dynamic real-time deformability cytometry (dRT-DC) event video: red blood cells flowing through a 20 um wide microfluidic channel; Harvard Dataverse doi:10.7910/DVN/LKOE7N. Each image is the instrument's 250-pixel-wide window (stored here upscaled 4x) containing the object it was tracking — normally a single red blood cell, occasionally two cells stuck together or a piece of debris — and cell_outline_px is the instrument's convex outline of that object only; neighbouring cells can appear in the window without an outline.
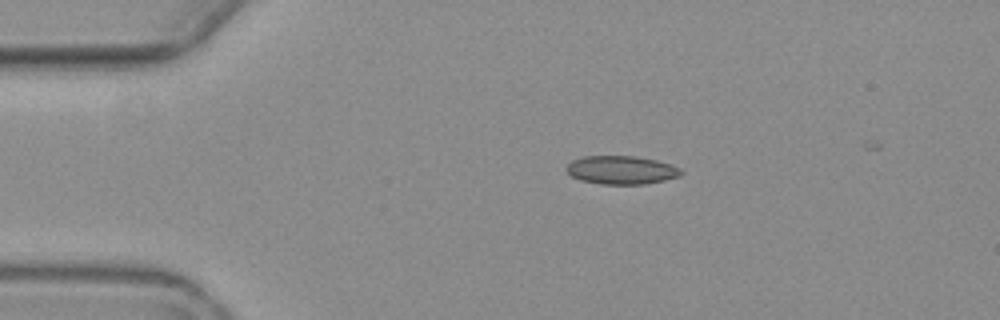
{"species": "common noctule bat (a hibernating species)", "species_latin": "Nyctalus noctula", "temperature_condition": "warm", "stored_images_in_passage": 5, "camera_frame_rate_fps": 3000, "um_per_image_px": 0.085, "animal": {"sex": "female", "body_mass_g": 19.3, "forearm_length_mm": 54.1}, "frame": {"image": 1, "passage_image": 2, "time_ms": 2.0, "image_size_px": [1000, 320], "cell_outline_px": [[684, 172], [680, 176], [664, 180], [644, 184], [600, 184], [580, 180], [572, 176], [564, 168], [572, 160], [584, 156], [636, 156], [656, 160], [680, 168]], "centroid_in_image_um": [52.8, 14.45], "position_along_channel_um": 32.2, "area_um2": 18.96}}
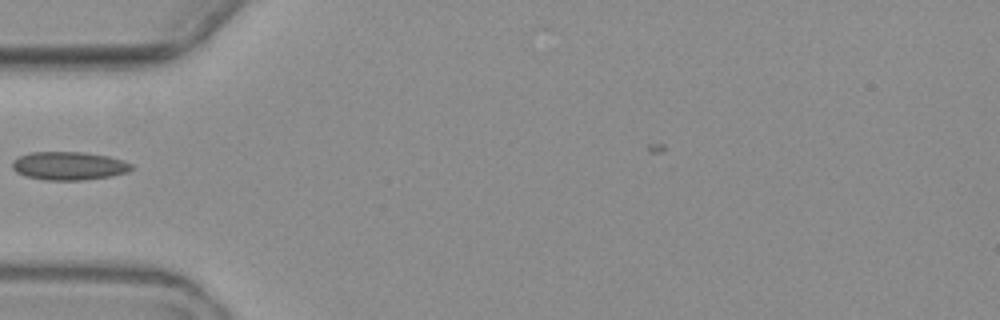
{"frame": {"image": 2, "passage_image": 4, "time_ms": 4.667, "image_size_px": [1000, 320], "cell_outline_px": [[132, 168], [128, 172], [112, 176], [84, 180], [44, 180], [24, 176], [16, 172], [12, 168], [12, 160], [20, 156], [32, 152], [84, 152], [108, 156], [124, 160], [132, 164]], "centroid_in_image_um": [5.86, 14.1], "position_along_channel_um": 79.1, "area_um2": 19.83}}
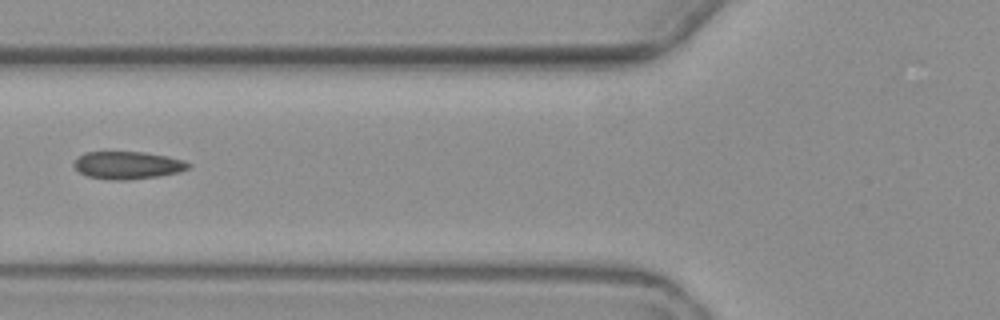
{"frame": {"image": 3, "passage_image": 5, "time_ms": 5.667, "image_size_px": [1000, 320], "cell_outline_px": [[192, 164], [188, 168], [180, 172], [160, 176], [128, 180], [108, 180], [88, 176], [80, 172], [72, 164], [84, 152], [144, 152], [168, 156], [184, 160]], "centroid_in_image_um": [10.88, 14.05], "position_along_channel_um": 114.9, "area_um2": 18.5}}